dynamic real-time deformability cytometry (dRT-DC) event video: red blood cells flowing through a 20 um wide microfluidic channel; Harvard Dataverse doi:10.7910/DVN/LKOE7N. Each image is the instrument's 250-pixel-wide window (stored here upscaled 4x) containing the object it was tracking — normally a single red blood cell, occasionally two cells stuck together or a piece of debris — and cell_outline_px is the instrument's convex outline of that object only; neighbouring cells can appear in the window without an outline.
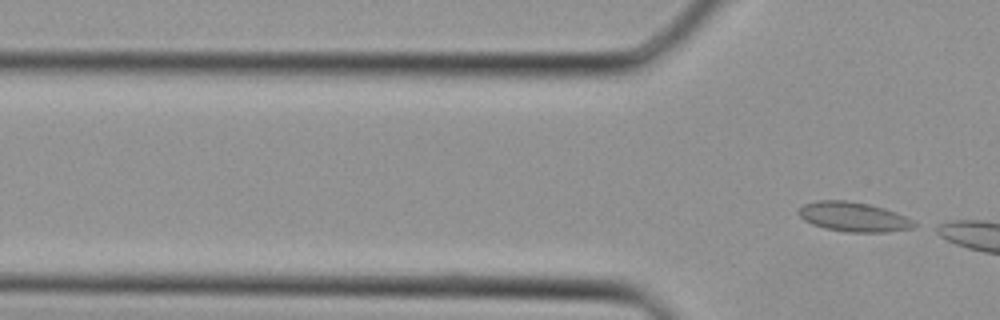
{"species": "Egyptian fruit bat (a non-hibernating species)", "species_latin": "Rousettus aegyptiacus", "temperature_condition": "cold", "stored_images_in_passage": 2, "camera_frame_rate_fps": 3000, "um_per_image_px": 0.085, "animal": {"sex": "female"}, "frame": {"image": 1, "passage_image": 2, "time_ms": 0.333, "image_size_px": [1000, 320], "cell_outline_px": [[916, 224], [912, 228], [884, 232], [848, 232], [824, 228], [812, 224], [804, 220], [796, 212], [804, 204], [816, 200], [844, 200], [868, 204], [884, 208], [904, 216], [912, 220]], "centroid_in_image_um": [72.5, 18.43], "position_along_channel_um": 53.3, "area_um2": 19.71}}